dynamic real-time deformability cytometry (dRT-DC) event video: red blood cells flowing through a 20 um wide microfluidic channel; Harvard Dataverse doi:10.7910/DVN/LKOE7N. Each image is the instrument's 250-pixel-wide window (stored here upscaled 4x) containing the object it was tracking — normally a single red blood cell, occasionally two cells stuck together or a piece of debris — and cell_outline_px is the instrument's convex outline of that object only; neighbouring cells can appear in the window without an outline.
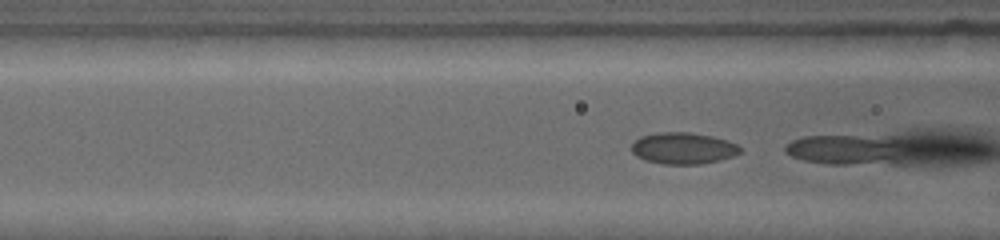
{"species": "common noctule bat (a hibernating species)", "species_latin": "Nyctalus noctula", "temperature_condition": "warm", "stored_images_in_passage": 14, "camera_frame_rate_fps": 4500, "um_per_image_px": 0.085, "animal": {"sex": "female", "body_mass_g": 19.0, "forearm_length_mm": 53.3}, "frame": {"image": 1, "passage_image": 8, "time_ms": 2.0, "image_size_px": [1000, 240], "cell_outline_px": [[740, 152], [732, 156], [720, 160], [700, 164], [664, 164], [644, 160], [636, 156], [632, 152], [632, 144], [640, 136], [660, 132], [688, 132], [712, 136], [728, 140], [736, 144], [740, 148]], "centroid_in_image_um": [58.05, 12.6], "position_along_channel_um": 108.5, "area_um2": 19.88}}